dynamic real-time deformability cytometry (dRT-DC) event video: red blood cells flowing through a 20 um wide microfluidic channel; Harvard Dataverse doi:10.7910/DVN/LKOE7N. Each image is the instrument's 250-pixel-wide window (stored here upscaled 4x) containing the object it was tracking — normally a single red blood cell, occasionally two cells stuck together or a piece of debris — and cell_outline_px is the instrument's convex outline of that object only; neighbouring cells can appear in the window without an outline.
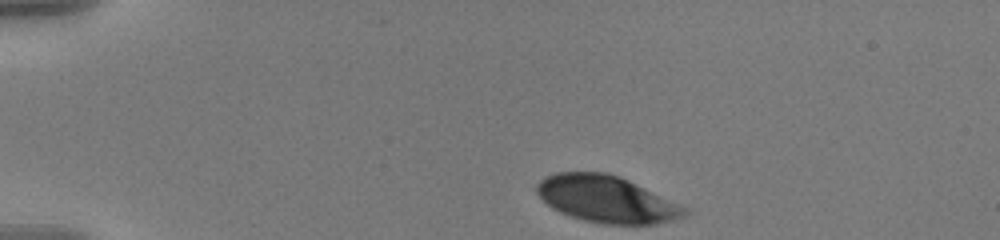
{"species": "human", "species_latin": "Homo sapiens", "temperature_condition": "warm", "stored_images_in_passage": 42, "camera_frame_rate_fps": 3000, "um_per_image_px": 0.085, "donor": {"sex": "male"}, "frame": {"image": 1, "passage_image": 1, "time_ms": 0.0, "image_size_px": [1000, 240], "cell_outline_px": [[688, 212], [684, 216], [652, 224], [604, 224], [584, 220], [568, 216], [552, 208], [536, 192], [536, 184], [540, 180], [556, 172], [608, 172], [620, 176], [680, 204]], "centroid_in_image_um": [51.51, 16.92], "position_along_channel_um": 33.5, "area_um2": 39.94}}
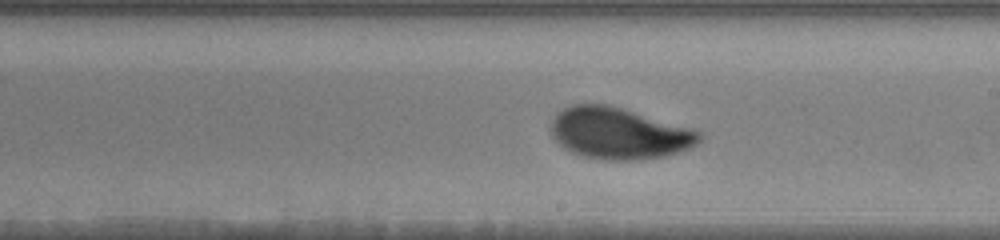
{"frame": {"image": 2, "passage_image": 24, "time_ms": 7.667, "image_size_px": [1000, 240], "cell_outline_px": [[704, 136], [696, 144], [688, 148], [664, 156], [640, 160], [604, 160], [584, 156], [572, 152], [564, 148], [552, 136], [552, 120], [556, 112], [572, 104], [608, 104], [704, 132]], "centroid_in_image_um": [52.61, 11.33], "position_along_channel_um": 236.4, "area_um2": 44.33}}
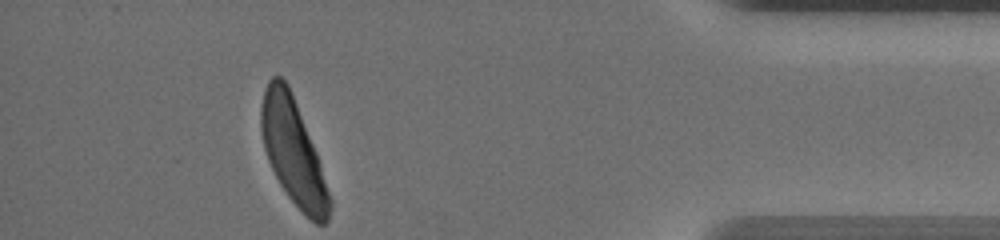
{"frame": {"image": 3, "passage_image": 42, "time_ms": 13.667, "image_size_px": [1000, 240], "cell_outline_px": [[332, 208], [328, 220], [324, 224], [316, 224], [288, 196], [280, 184], [268, 160], [264, 148], [260, 128], [260, 108], [264, 92], [268, 80], [272, 76], [280, 76], [288, 84], [316, 152], [332, 200]], "centroid_in_image_um": [24.91, 12.9], "position_along_channel_um": 410.3, "area_um2": 41.5}, "authors_computed_cell_mechanics": {"area_um2": 43.6101, "velocity_mm_per_s": 3.555, "shape_relaxation_time_tau1_ms": 4.0085, "shape_relaxation_time_tau2_ms": null, "deformation_change_tau1": 0.1599, "deformation_change_tau2": null}}